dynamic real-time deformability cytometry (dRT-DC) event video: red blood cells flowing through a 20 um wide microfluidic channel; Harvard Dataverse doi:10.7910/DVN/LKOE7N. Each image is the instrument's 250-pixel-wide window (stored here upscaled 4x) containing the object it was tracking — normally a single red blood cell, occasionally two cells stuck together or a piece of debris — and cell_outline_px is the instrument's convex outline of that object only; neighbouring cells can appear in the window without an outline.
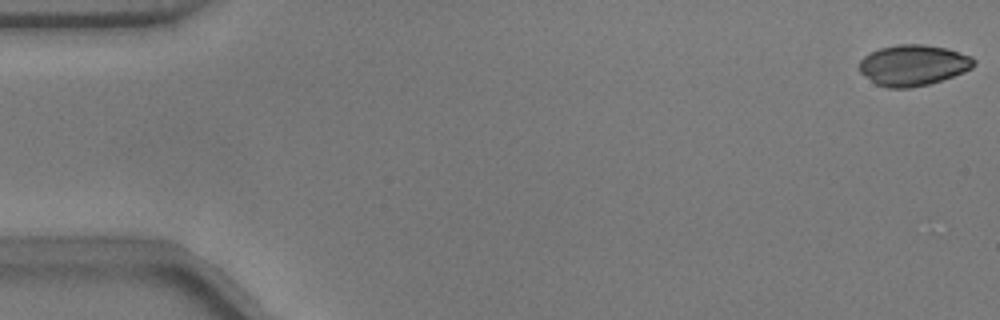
{"species": "common noctule bat (a hibernating species)", "species_latin": "Nyctalus noctula", "temperature_condition": "warm", "stored_images_in_passage": 25, "camera_frame_rate_fps": 3000, "um_per_image_px": 0.085, "animal": {"sex": "male", "body_mass_g": 17.9}, "frame": {"image": 1, "passage_image": 1, "time_ms": 0.0, "image_size_px": [1000, 320], "cell_outline_px": [[976, 64], [972, 68], [964, 72], [928, 84], [908, 88], [888, 88], [876, 84], [860, 72], [860, 60], [864, 56], [880, 48], [896, 44], [924, 44], [948, 48], [972, 56], [976, 60]], "centroid_in_image_um": [77.65, 5.53], "position_along_channel_um": 7.4, "area_um2": 27.28}}
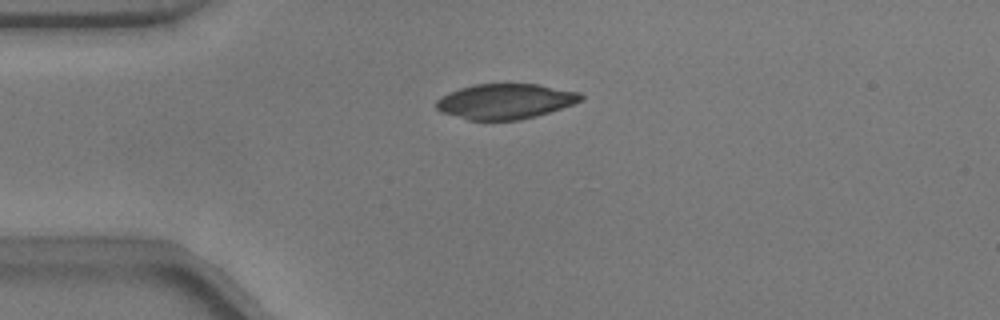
{"frame": {"image": 2, "passage_image": 13, "time_ms": 4.0, "image_size_px": [1000, 320], "cell_outline_px": [[584, 96], [580, 100], [572, 104], [536, 116], [520, 120], [468, 120], [440, 112], [436, 108], [436, 100], [440, 96], [448, 92], [460, 88], [476, 84], [536, 84], [580, 92]], "centroid_in_image_um": [42.9, 8.61], "position_along_channel_um": 42.1, "area_um2": 29.59}}
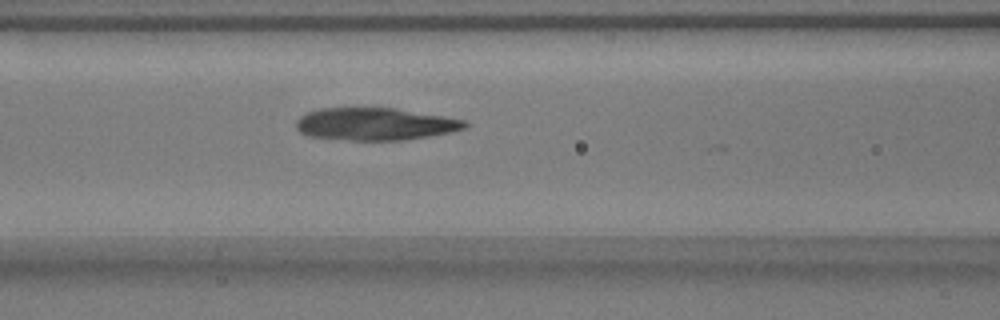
{"frame": {"image": 3, "passage_image": 22, "time_ms": 7.0, "image_size_px": [1000, 320], "cell_outline_px": [[468, 124], [464, 128], [448, 132], [428, 136], [404, 140], [348, 140], [308, 136], [300, 132], [296, 128], [296, 120], [300, 116], [308, 112], [320, 108], [396, 108], [444, 116], [464, 120]], "centroid_in_image_um": [31.84, 10.54], "position_along_channel_um": 134.8, "area_um2": 31.73}}